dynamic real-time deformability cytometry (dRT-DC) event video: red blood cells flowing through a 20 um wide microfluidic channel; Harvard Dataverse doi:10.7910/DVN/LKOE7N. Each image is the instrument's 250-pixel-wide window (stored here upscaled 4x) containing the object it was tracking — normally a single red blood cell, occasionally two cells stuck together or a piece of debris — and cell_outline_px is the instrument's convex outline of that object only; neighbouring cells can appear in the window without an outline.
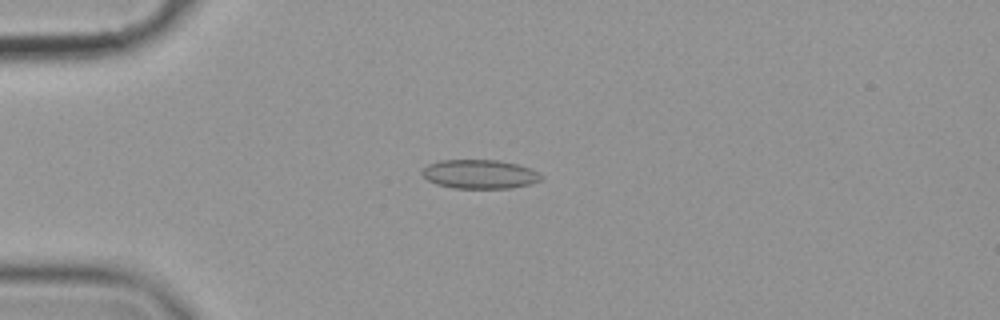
{"species": "common noctule bat (a hibernating species)", "species_latin": "Nyctalus noctula", "temperature_condition": "cold", "stored_images_in_passage": 50, "camera_frame_rate_fps": 3000, "um_per_image_px": 0.085, "animal": {"sex": "female", "body_mass_g": 19.9}, "frame": {"image": 1, "passage_image": 8, "time_ms": 2.333, "image_size_px": [1000, 320], "cell_outline_px": [[544, 176], [540, 180], [532, 184], [512, 188], [452, 188], [436, 184], [428, 180], [420, 172], [428, 164], [440, 160], [496, 160], [516, 164], [528, 168]], "centroid_in_image_um": [40.75, 14.81], "position_along_channel_um": 44.2, "area_um2": 20.06}}
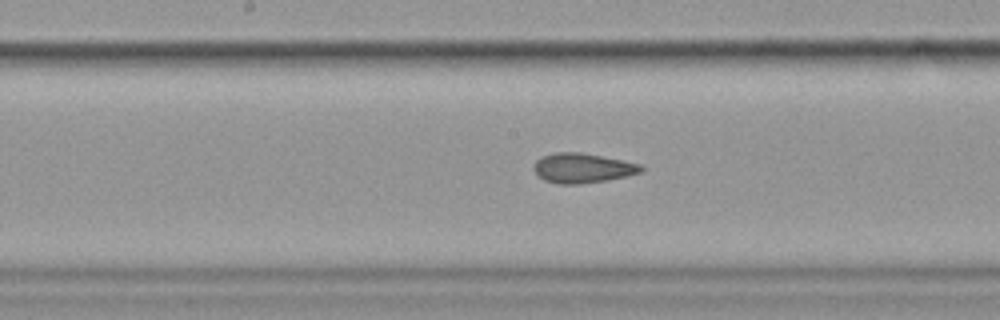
{"frame": {"image": 2, "passage_image": 23, "time_ms": 7.333, "image_size_px": [1000, 320], "cell_outline_px": [[644, 168], [640, 172], [628, 176], [608, 180], [580, 184], [556, 184], [544, 180], [532, 168], [532, 164], [540, 156], [552, 152], [580, 152], [624, 160], [640, 164]], "centroid_in_image_um": [49.48, 14.28], "position_along_channel_um": 198.7, "area_um2": 18.84}}
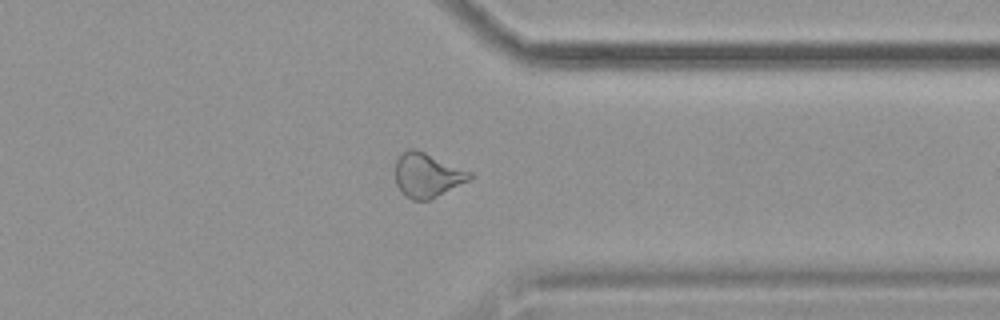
{"frame": {"image": 3, "passage_image": 38, "time_ms": 12.333, "image_size_px": [1000, 320], "cell_outline_px": [[472, 176], [468, 180], [428, 200], [412, 200], [404, 196], [400, 192], [396, 184], [396, 160], [408, 148], [412, 148], [424, 152], [472, 172]], "centroid_in_image_um": [36.27, 14.89], "position_along_channel_um": 375.1, "area_um2": 18.84}, "authors_computed_cell_mechanics": {"area_um2": 19.363, "velocity_mm_per_s": 3.5641, "shape_relaxation_time_tau1_ms": null, "shape_relaxation_time_tau2_ms": 4.4676, "deformation_change_tau1": null, "deformation_change_tau2": 0.0984}}